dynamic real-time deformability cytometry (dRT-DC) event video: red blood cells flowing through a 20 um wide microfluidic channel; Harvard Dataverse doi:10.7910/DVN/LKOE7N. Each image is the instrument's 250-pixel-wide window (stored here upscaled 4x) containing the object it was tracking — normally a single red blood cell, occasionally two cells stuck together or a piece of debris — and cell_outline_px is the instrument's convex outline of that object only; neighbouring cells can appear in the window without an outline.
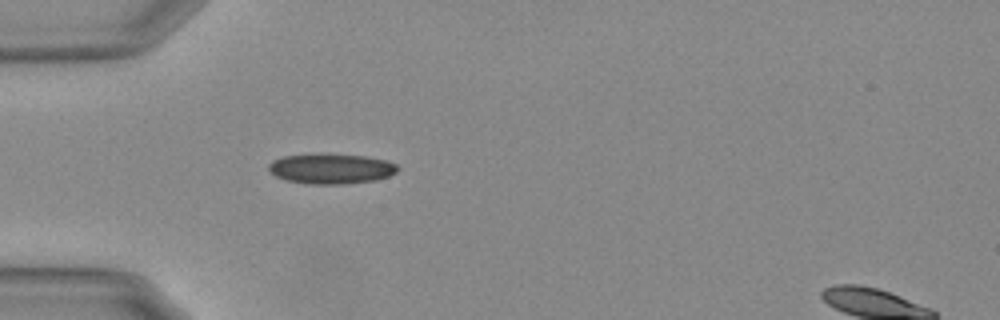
{"species": "Egyptian fruit bat (a non-hibernating species)", "species_latin": "Rousettus aegyptiacus", "temperature_condition": "warm", "stored_images_in_passage": 28, "camera_frame_rate_fps": 3000, "um_per_image_px": 0.085, "animal": {"sex": "female"}, "frame": {"image": 1, "passage_image": 1, "time_ms": 0.0, "image_size_px": [1000, 320], "cell_outline_px": [[400, 168], [396, 172], [388, 176], [376, 180], [344, 184], [304, 184], [284, 180], [276, 176], [268, 168], [268, 164], [272, 160], [284, 156], [364, 156], [384, 160], [396, 164]], "centroid_in_image_um": [28.14, 14.39], "position_along_channel_um": 56.9, "area_um2": 21.96}}
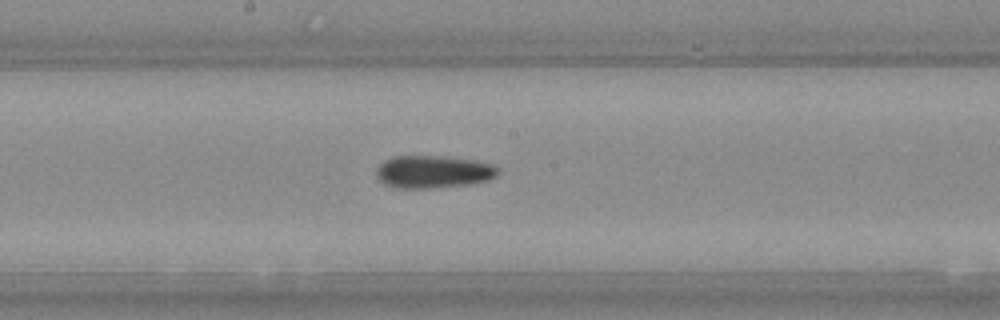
{"frame": {"image": 2, "passage_image": 14, "time_ms": 4.333, "image_size_px": [1000, 320], "cell_outline_px": [[500, 172], [496, 176], [488, 180], [468, 184], [428, 188], [400, 188], [384, 184], [376, 176], [376, 168], [384, 160], [392, 156], [448, 156], [476, 160], [496, 164]], "centroid_in_image_um": [36.85, 14.58], "position_along_channel_um": 211.4, "area_um2": 23.35}}
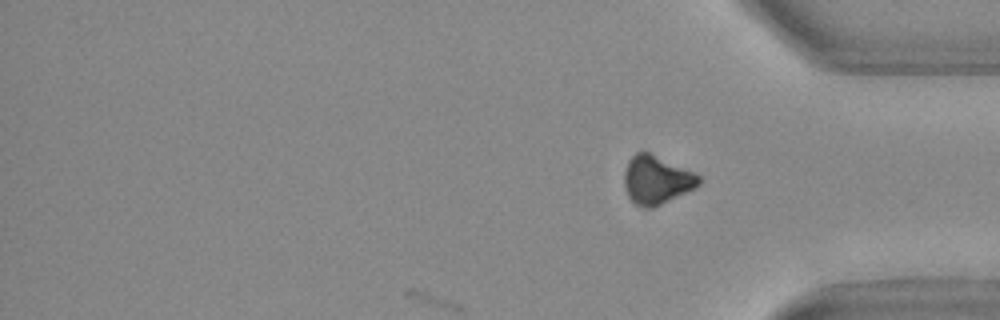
{"frame": {"image": 3, "passage_image": 28, "time_ms": 9.0, "image_size_px": [1000, 320], "cell_outline_px": [[700, 184], [696, 188], [652, 208], [644, 208], [636, 204], [628, 196], [624, 184], [624, 172], [628, 160], [636, 152], [648, 152], [692, 172], [700, 176]], "centroid_in_image_um": [55.78, 15.31], "position_along_channel_um": 379.4, "area_um2": 20.75}}